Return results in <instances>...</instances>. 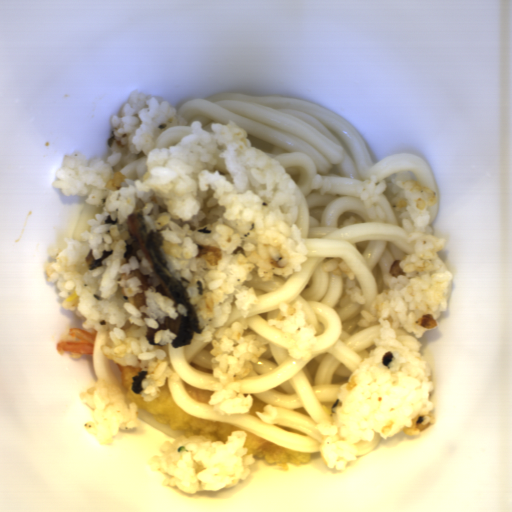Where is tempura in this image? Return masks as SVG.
Instances as JSON below:
<instances>
[{
	"mask_svg": "<svg viewBox=\"0 0 512 512\" xmlns=\"http://www.w3.org/2000/svg\"><path fill=\"white\" fill-rule=\"evenodd\" d=\"M115 364L121 371V388L129 403L135 402L137 409H143L165 426L180 430L187 438L202 435L211 443L223 441V444H226L232 431H244L247 436L242 447L247 448L246 454H252L253 457L260 458L268 465L306 464L311 458V453L285 449L230 422L207 420L188 412L176 404L166 378L163 386H157L160 390L157 391V398L145 401L141 396V391L145 389L142 388V380L146 378V374H149L148 371L128 364L126 366Z\"/></svg>",
	"mask_w": 512,
	"mask_h": 512,
	"instance_id": "tempura-1",
	"label": "tempura"
},
{
	"mask_svg": "<svg viewBox=\"0 0 512 512\" xmlns=\"http://www.w3.org/2000/svg\"><path fill=\"white\" fill-rule=\"evenodd\" d=\"M97 333L94 327L90 330L72 328L59 338L54 348L57 353H66L72 359L93 355Z\"/></svg>",
	"mask_w": 512,
	"mask_h": 512,
	"instance_id": "tempura-2",
	"label": "tempura"
},
{
	"mask_svg": "<svg viewBox=\"0 0 512 512\" xmlns=\"http://www.w3.org/2000/svg\"><path fill=\"white\" fill-rule=\"evenodd\" d=\"M183 388L187 392L189 396H191L194 400H196L198 403H205L210 404V399L215 391L212 390H204V389H197L186 382L182 380Z\"/></svg>",
	"mask_w": 512,
	"mask_h": 512,
	"instance_id": "tempura-3",
	"label": "tempura"
},
{
	"mask_svg": "<svg viewBox=\"0 0 512 512\" xmlns=\"http://www.w3.org/2000/svg\"><path fill=\"white\" fill-rule=\"evenodd\" d=\"M251 397H252V400H253V405L250 408V410L248 412H246L245 414H250V415H252L254 417H258L256 412L257 411H262L264 409V407H265V403L261 399L256 397L255 395L251 396Z\"/></svg>",
	"mask_w": 512,
	"mask_h": 512,
	"instance_id": "tempura-4",
	"label": "tempura"
}]
</instances>
